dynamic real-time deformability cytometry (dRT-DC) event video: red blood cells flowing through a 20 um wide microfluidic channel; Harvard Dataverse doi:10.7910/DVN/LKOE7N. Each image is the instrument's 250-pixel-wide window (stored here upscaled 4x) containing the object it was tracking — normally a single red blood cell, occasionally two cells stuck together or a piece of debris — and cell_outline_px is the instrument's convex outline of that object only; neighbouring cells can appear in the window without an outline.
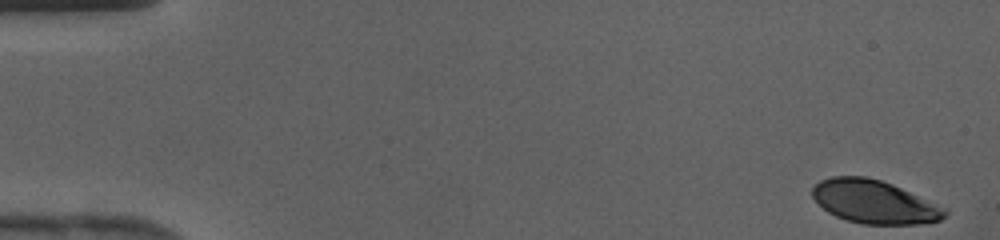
{"species": "human", "species_latin": "Homo sapiens", "temperature_condition": "cold", "stored_images_in_passage": 42, "camera_frame_rate_fps": 3000, "um_per_image_px": 0.085, "donor": {"sex": "female"}, "frame": {"image": 1, "passage_image": 1, "time_ms": 0.0, "image_size_px": [1000, 240], "cell_outline_px": [[948, 212], [940, 220], [920, 224], [864, 224], [848, 220], [836, 216], [828, 212], [812, 196], [812, 188], [820, 180], [832, 176], [864, 176], [880, 180], [892, 184], [948, 208]], "centroid_in_image_um": [74.34, 17.15], "position_along_channel_um": 10.7, "area_um2": 33.29}}
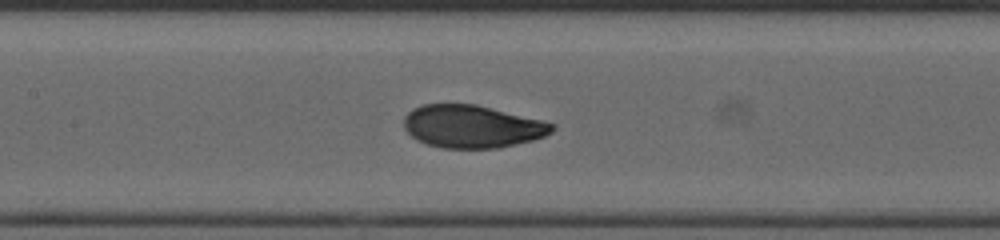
{"frame": {"image": 2, "passage_image": 20, "time_ms": 6.333, "image_size_px": [1000, 240], "cell_outline_px": [[556, 128], [552, 132], [544, 136], [532, 140], [516, 144], [496, 148], [440, 148], [416, 140], [404, 128], [404, 116], [412, 108], [424, 104], [476, 104], [556, 124]], "centroid_in_image_um": [40.11, 10.75], "position_along_channel_um": 167.3, "area_um2": 36.82}}
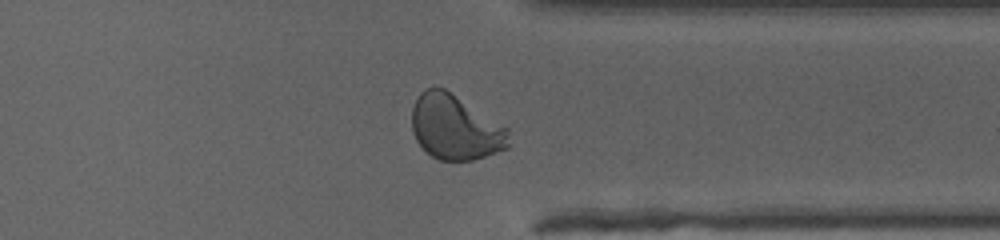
{"frame": {"image": 3, "passage_image": 33, "time_ms": 10.667, "image_size_px": [1000, 240], "cell_outline_px": [[508, 148], [472, 160], [440, 160], [432, 156], [416, 140], [412, 132], [412, 108], [420, 92], [424, 88], [444, 88], [508, 128]], "centroid_in_image_um": [38.67, 10.82], "position_along_channel_um": 372.7, "area_um2": 36.18}}